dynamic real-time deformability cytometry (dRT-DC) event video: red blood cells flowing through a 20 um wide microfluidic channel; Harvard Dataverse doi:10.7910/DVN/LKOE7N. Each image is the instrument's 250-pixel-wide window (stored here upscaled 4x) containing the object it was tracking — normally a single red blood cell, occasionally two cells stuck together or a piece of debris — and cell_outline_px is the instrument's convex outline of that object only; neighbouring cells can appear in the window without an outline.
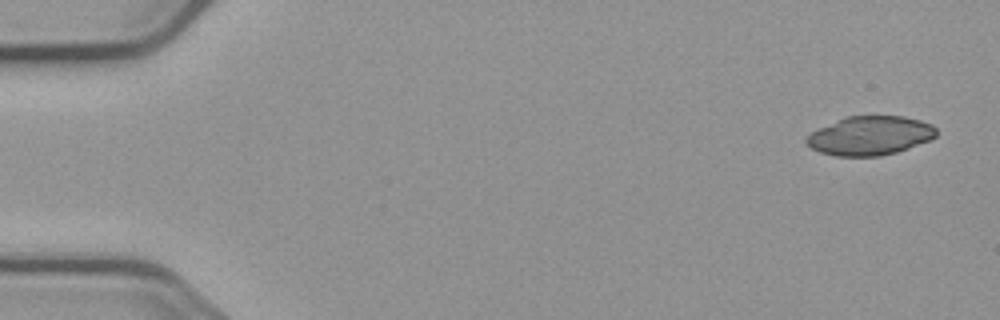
{"species": "common noctule bat (a hibernating species)", "species_latin": "Nyctalus noctula", "temperature_condition": "cold", "stored_images_in_passage": 5, "camera_frame_rate_fps": 3000, "um_per_image_px": 0.085, "animal": {"sex": "male", "body_mass_g": 23.1, "forearm_length_mm": 52.7}, "frame": {"image": 1, "passage_image": 1, "time_ms": 0.0, "image_size_px": [1000, 320], "cell_outline_px": [[936, 136], [928, 140], [908, 148], [896, 152], [880, 156], [836, 156], [820, 152], [804, 144], [804, 140], [812, 132], [820, 128], [848, 116], [904, 116], [920, 120], [932, 124], [936, 128]], "centroid_in_image_um": [73.95, 11.54], "position_along_channel_um": 11.0, "area_um2": 29.25}}